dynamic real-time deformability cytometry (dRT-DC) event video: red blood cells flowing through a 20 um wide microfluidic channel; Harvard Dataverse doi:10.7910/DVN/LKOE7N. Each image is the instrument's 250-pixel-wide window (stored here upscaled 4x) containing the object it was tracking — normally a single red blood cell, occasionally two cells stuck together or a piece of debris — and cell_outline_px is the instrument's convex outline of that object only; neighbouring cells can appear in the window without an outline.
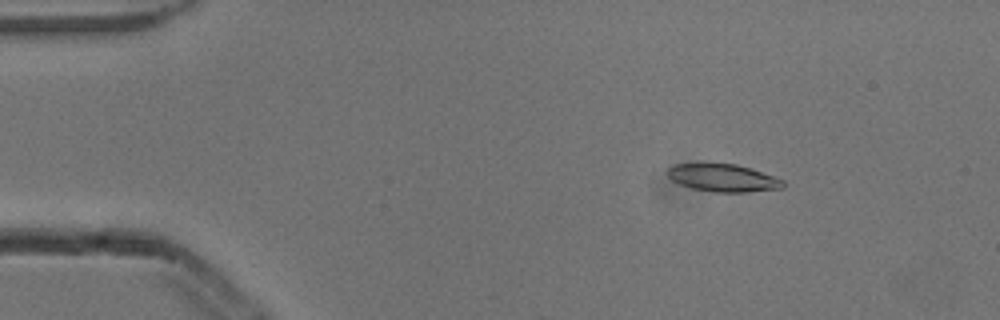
{"species": "common noctule bat (a hibernating species)", "species_latin": "Nyctalus noctula", "temperature_condition": "cold", "stored_images_in_passage": 5, "camera_frame_rate_fps": 3000, "um_per_image_px": 0.085, "animal": {"sex": "male", "body_mass_g": 13.3}, "frame": {"image": 1, "passage_image": 3, "time_ms": 0.667, "image_size_px": [1000, 320], "cell_outline_px": [[784, 188], [748, 192], [716, 192], [692, 188], [680, 184], [672, 180], [668, 176], [668, 168], [676, 164], [736, 164], [752, 168], [784, 180]], "centroid_in_image_um": [61.5, 15.13], "position_along_channel_um": 23.5, "area_um2": 18.44}}